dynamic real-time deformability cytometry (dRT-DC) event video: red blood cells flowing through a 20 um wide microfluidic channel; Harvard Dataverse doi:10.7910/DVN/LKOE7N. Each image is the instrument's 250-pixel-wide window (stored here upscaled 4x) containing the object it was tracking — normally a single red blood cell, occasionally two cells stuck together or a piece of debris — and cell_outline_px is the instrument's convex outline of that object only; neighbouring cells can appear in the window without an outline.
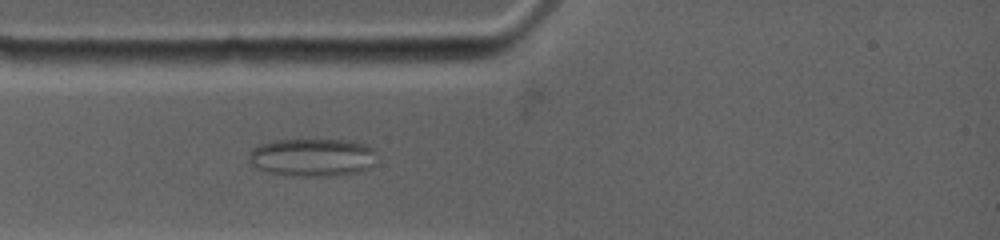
{"species": "common noctule bat (a hibernating species)", "species_latin": "Nyctalus noctula", "temperature_condition": "warm", "stored_images_in_passage": 5, "camera_frame_rate_fps": 4500, "um_per_image_px": 0.085, "animal": {"sex": "female", "body_mass_g": 19.0, "forearm_length_mm": 53.3}, "frame": {"image": 1, "passage_image": 5, "time_ms": 1.111, "image_size_px": [1000, 240], "cell_outline_px": [[372, 152], [368, 168], [356, 172], [336, 176], [284, 176], [268, 172], [256, 168], [248, 160], [248, 152], [252, 148], [260, 144], [272, 140], [356, 140], [372, 148]], "centroid_in_image_um": [26.43, 13.38], "position_along_channel_um": 58.6, "area_um2": 28.26}}